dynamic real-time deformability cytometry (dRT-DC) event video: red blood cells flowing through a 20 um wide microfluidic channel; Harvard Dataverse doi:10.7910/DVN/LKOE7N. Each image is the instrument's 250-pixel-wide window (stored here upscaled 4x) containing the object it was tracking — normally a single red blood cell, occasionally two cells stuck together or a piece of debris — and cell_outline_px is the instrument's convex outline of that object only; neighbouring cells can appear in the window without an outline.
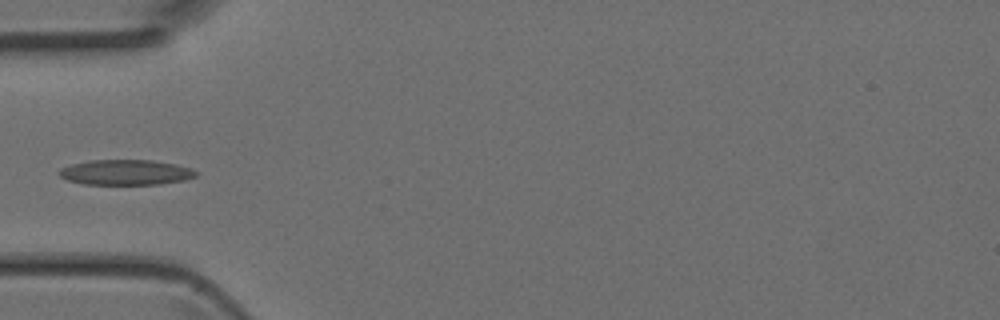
{"species": "Egyptian fruit bat (a non-hibernating species)", "species_latin": "Rousettus aegyptiacus", "temperature_condition": "room temperature", "stored_images_in_passage": 6, "camera_frame_rate_fps": 3000, "um_per_image_px": 0.085, "animal": {"sex": "female"}, "frame": {"image": 1, "passage_image": 5, "time_ms": 1.333, "image_size_px": [1000, 320], "cell_outline_px": [[196, 176], [184, 180], [160, 184], [84, 184], [68, 180], [60, 176], [56, 172], [60, 168], [72, 164], [88, 160], [152, 160], [176, 164], [192, 168], [196, 172]], "centroid_in_image_um": [10.67, 14.64], "position_along_channel_um": 74.3, "area_um2": 20.17}}
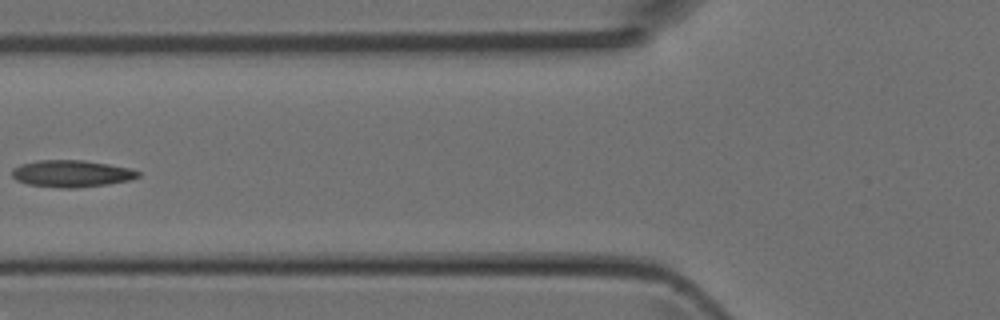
{"frame": {"image": 2, "passage_image": 6, "time_ms": 1.667, "image_size_px": [1000, 320], "cell_outline_px": [[140, 176], [132, 180], [108, 184], [76, 188], [60, 188], [28, 184], [16, 180], [12, 176], [12, 168], [20, 164], [36, 160], [84, 160], [132, 168], [140, 172]], "centroid_in_image_um": [6.1, 14.75], "position_along_channel_um": 119.7, "area_um2": 20.0}}